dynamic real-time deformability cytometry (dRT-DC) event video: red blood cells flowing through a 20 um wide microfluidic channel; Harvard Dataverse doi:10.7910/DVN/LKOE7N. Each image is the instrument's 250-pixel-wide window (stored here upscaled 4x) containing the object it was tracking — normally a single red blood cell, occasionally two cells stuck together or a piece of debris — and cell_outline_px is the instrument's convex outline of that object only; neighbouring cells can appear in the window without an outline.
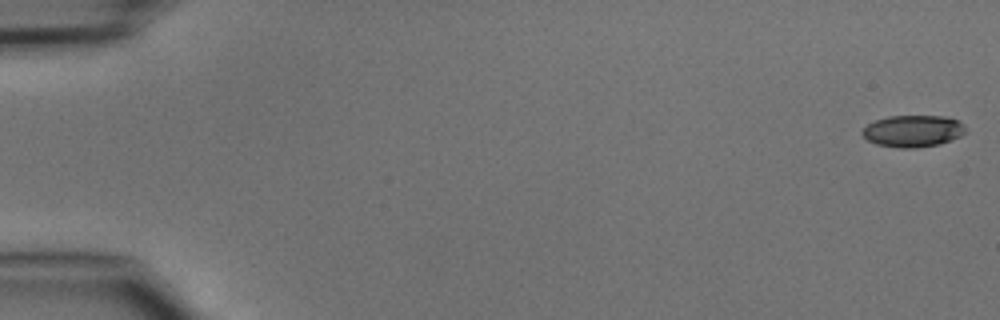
{"species": "common noctule bat (a hibernating species)", "species_latin": "Nyctalus noctula", "temperature_condition": "cold", "stored_images_in_passage": 48, "camera_frame_rate_fps": 3000, "um_per_image_px": 0.085, "animal": {"sex": "male", "body_mass_g": 15.6}, "frame": {"image": 1, "passage_image": 1, "time_ms": 0.0, "image_size_px": [1000, 320], "cell_outline_px": [[964, 132], [960, 136], [952, 140], [940, 144], [916, 148], [900, 148], [876, 144], [868, 140], [860, 132], [868, 124], [876, 120], [888, 116], [944, 116], [960, 120], [964, 124]], "centroid_in_image_um": [77.61, 11.14], "position_along_channel_um": 7.4, "area_um2": 19.19}}
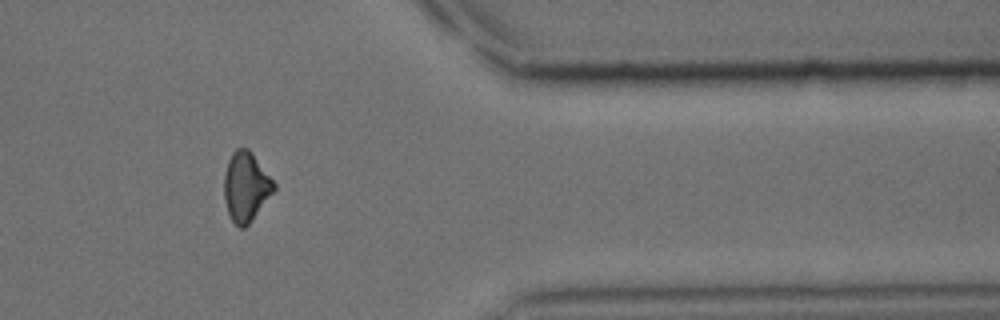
{"frame": {"image": 2, "passage_image": 40, "time_ms": 13.0, "image_size_px": [1000, 320], "cell_outline_px": [[276, 188], [248, 224], [244, 228], [240, 228], [228, 216], [224, 200], [224, 172], [228, 160], [232, 152], [236, 148], [248, 148], [252, 152], [276, 184]], "centroid_in_image_um": [20.88, 15.85], "position_along_channel_um": 390.5, "area_um2": 20.11}}
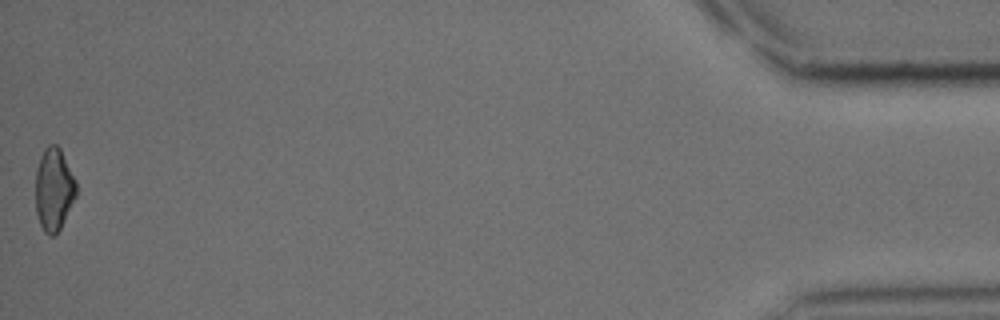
{"frame": {"image": 3, "passage_image": 48, "time_ms": 15.667, "image_size_px": [1000, 320], "cell_outline_px": [[76, 196], [60, 228], [52, 236], [48, 236], [44, 232], [40, 224], [36, 212], [36, 168], [40, 156], [44, 148], [48, 144], [56, 144], [60, 148], [76, 180]], "centroid_in_image_um": [4.57, 16.07], "position_along_channel_um": 430.6, "area_um2": 19.59}}